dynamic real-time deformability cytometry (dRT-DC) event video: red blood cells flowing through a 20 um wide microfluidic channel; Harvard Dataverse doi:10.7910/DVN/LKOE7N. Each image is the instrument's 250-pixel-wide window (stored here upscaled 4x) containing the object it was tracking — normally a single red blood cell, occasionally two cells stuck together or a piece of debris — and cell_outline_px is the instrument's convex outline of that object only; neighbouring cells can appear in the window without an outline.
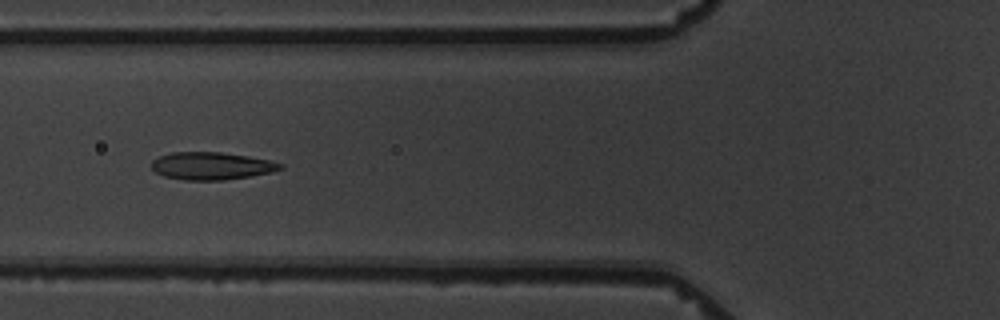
{"species": "common noctule bat (a hibernating species)", "species_latin": "Nyctalus noctula", "temperature_condition": "warm", "stored_images_in_passage": 6, "camera_frame_rate_fps": 3000, "um_per_image_px": 0.085, "animal": {"sex": "male", "body_mass_g": 19.5, "forearm_length_mm": 54.6}, "frame": {"image": 1, "passage_image": 5, "time_ms": 5.0, "image_size_px": [1000, 320], "cell_outline_px": [[284, 168], [272, 172], [224, 180], [184, 180], [164, 176], [156, 172], [152, 168], [152, 160], [160, 156], [172, 152], [220, 152], [248, 156], [268, 160], [284, 164]], "centroid_in_image_um": [17.98, 14.1], "position_along_channel_um": 107.8, "area_um2": 20.58}}
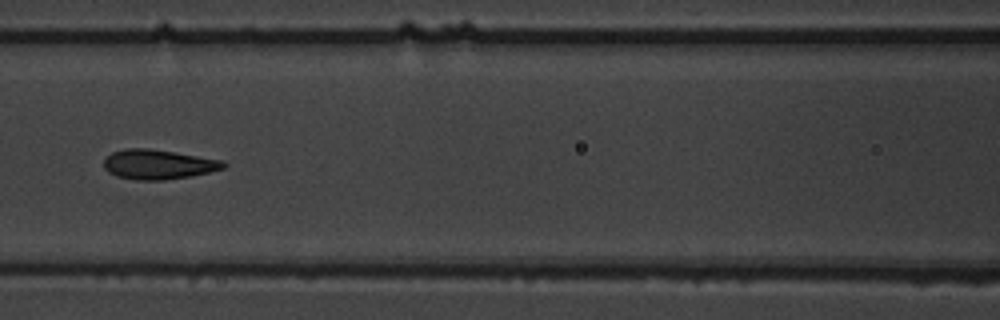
{"frame": {"image": 2, "passage_image": 6, "time_ms": 6.333, "image_size_px": [1000, 320], "cell_outline_px": [[228, 164], [224, 168], [192, 176], [164, 180], [136, 180], [116, 176], [108, 172], [104, 168], [104, 160], [112, 152], [124, 148], [148, 148], [220, 160]], "centroid_in_image_um": [13.41, 13.98], "position_along_channel_um": 153.2, "area_um2": 20.52}}